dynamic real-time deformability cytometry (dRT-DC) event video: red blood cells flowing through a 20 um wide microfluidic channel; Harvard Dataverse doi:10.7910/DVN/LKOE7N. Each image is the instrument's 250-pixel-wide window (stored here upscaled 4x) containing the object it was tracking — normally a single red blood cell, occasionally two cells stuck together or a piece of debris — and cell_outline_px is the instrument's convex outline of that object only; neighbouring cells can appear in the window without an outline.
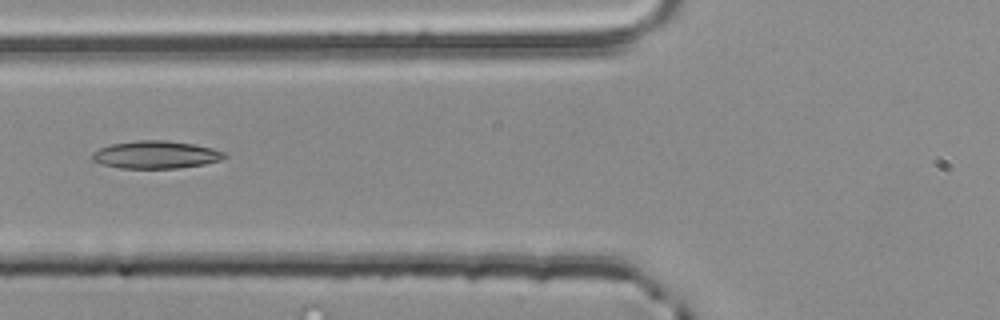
{"species": "common noctule bat (a hibernating species)", "species_latin": "Nyctalus noctula", "temperature_condition": "room temperature", "stored_images_in_passage": 37, "camera_frame_rate_fps": 3000, "um_per_image_px": 0.085, "animal": {"sex": "male", "body_mass_g": 20.4}, "frame": {"image": 1, "passage_image": 4, "time_ms": 1.0, "image_size_px": [1000, 320], "cell_outline_px": [[228, 156], [220, 160], [204, 164], [176, 168], [120, 168], [100, 164], [92, 160], [92, 152], [100, 148], [112, 144], [136, 140], [164, 140], [192, 144], [212, 148], [224, 152]], "centroid_in_image_um": [13.22, 13.15], "position_along_channel_um": 112.6, "area_um2": 21.21}}
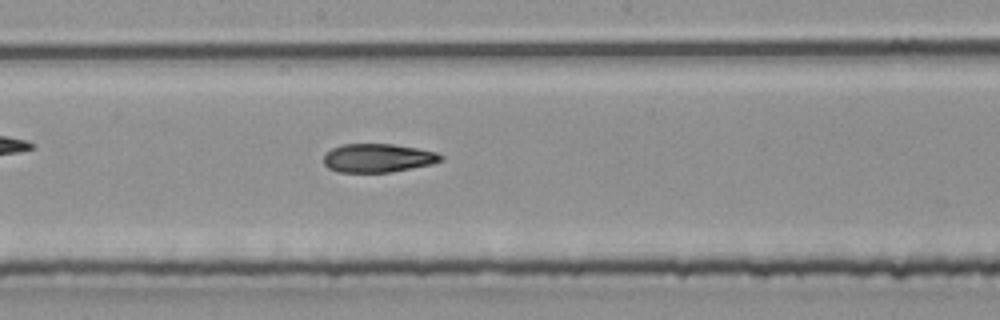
{"frame": {"image": 2, "passage_image": 12, "time_ms": 3.667, "image_size_px": [1000, 320], "cell_outline_px": [[444, 160], [432, 164], [388, 172], [336, 172], [328, 168], [324, 164], [324, 156], [332, 148], [344, 144], [392, 144], [416, 148], [436, 152], [444, 156]], "centroid_in_image_um": [32.13, 13.43], "position_along_channel_um": 216.1, "area_um2": 19.42}}
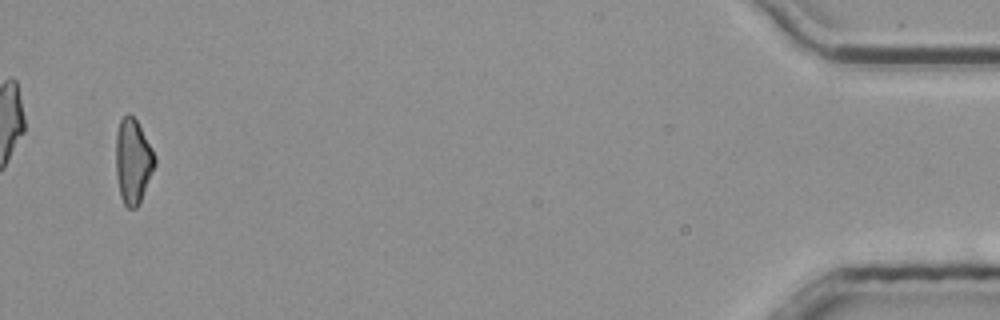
{"frame": {"image": 3, "passage_image": 35, "time_ms": 11.333, "image_size_px": [1000, 320], "cell_outline_px": [[156, 164], [140, 204], [136, 208], [128, 208], [124, 204], [120, 196], [116, 176], [116, 132], [120, 120], [128, 112], [136, 120], [152, 148], [156, 156]], "centroid_in_image_um": [11.3, 13.73], "position_along_channel_um": 423.9, "area_um2": 19.42}}